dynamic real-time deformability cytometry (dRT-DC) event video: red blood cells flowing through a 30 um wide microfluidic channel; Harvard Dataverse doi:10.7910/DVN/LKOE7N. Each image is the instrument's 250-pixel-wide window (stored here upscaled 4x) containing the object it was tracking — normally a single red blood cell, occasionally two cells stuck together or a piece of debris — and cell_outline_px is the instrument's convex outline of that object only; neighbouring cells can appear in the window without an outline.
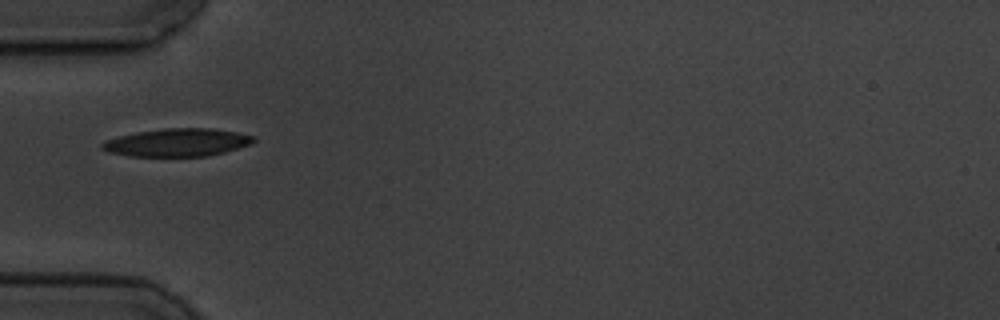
{"species": "common noctule bat (a hibernating species)", "species_latin": "Nyctalus noctula", "temperature_condition": "cold", "stored_images_in_passage": 7, "camera_frame_rate_fps": 3000, "um_per_image_px": 0.085, "animal": {"sex": "male", "body_mass_g": 19.5, "forearm_length_mm": 54.6}, "frame": {"image": 1, "passage_image": 5, "time_ms": 6.0, "image_size_px": [1000, 320], "cell_outline_px": [[256, 140], [252, 144], [224, 152], [208, 156], [132, 156], [108, 152], [100, 148], [100, 144], [104, 140], [136, 132], [164, 128], [212, 128], [236, 132], [256, 136]], "centroid_in_image_um": [15.08, 12.1], "position_along_channel_um": 69.9, "area_um2": 24.74}}
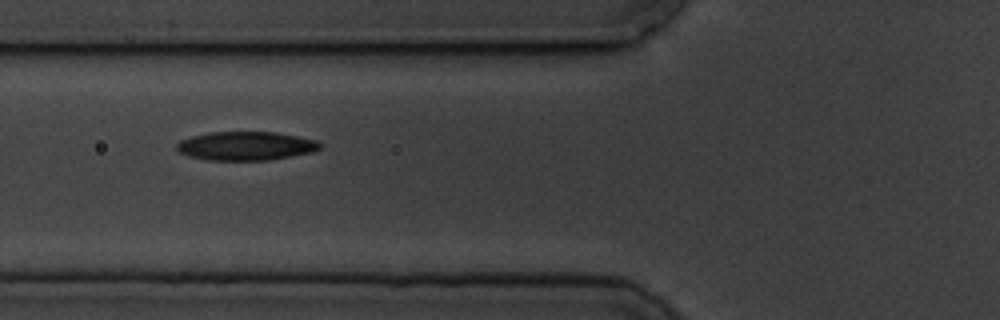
{"frame": {"image": 2, "passage_image": 6, "time_ms": 7.0, "image_size_px": [1000, 320], "cell_outline_px": [[324, 144], [320, 148], [312, 152], [268, 160], [208, 160], [188, 156], [180, 152], [176, 148], [176, 144], [180, 140], [192, 136], [208, 132], [276, 132], [316, 140]], "centroid_in_image_um": [20.89, 12.4], "position_along_channel_um": 104.9, "area_um2": 23.99}}
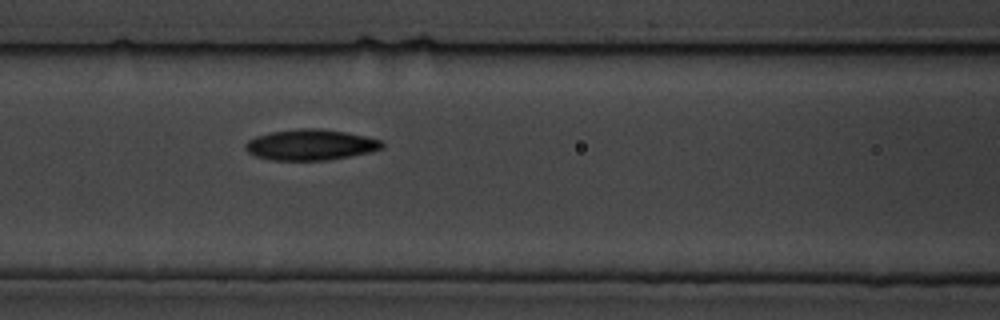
{"frame": {"image": 3, "passage_image": 7, "time_ms": 8.0, "image_size_px": [1000, 320], "cell_outline_px": [[384, 148], [368, 152], [328, 160], [272, 160], [256, 156], [248, 152], [244, 148], [244, 144], [248, 140], [256, 136], [272, 132], [300, 128], [320, 128], [344, 132], [364, 136], [380, 140], [384, 144]], "centroid_in_image_um": [26.37, 12.3], "position_along_channel_um": 140.2, "area_um2": 24.33}}